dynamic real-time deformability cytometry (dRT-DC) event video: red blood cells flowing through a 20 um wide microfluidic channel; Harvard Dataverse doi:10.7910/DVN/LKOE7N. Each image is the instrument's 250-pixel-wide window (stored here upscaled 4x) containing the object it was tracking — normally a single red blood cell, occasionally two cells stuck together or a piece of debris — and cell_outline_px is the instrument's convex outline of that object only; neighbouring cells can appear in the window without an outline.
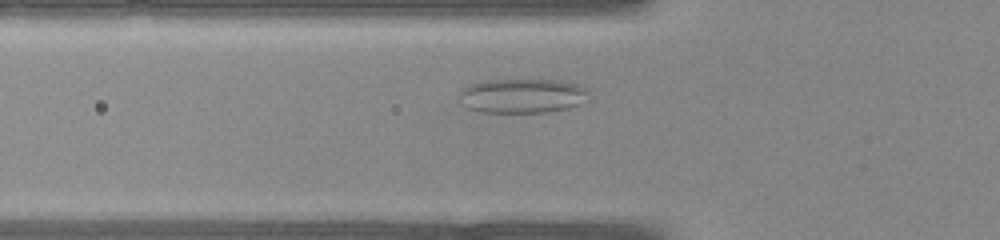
{"species": "common noctule bat (a hibernating species)", "species_latin": "Nyctalus noctula", "temperature_condition": "warm", "stored_images_in_passage": 31, "camera_frame_rate_fps": 3000, "um_per_image_px": 0.085, "animal": {"sex": "female", "body_mass_g": 22.0, "forearm_length_mm": 56.7}, "frame": {"image": 1, "passage_image": 5, "time_ms": 1.333, "image_size_px": [1000, 240], "cell_outline_px": [[588, 92], [576, 104], [568, 108], [544, 112], [480, 112], [468, 108], [460, 104], [456, 96], [456, 92], [460, 88], [484, 80], [560, 80], [580, 84], [588, 88]], "centroid_in_image_um": [44.26, 8.13], "position_along_channel_um": 81.5, "area_um2": 26.13}}
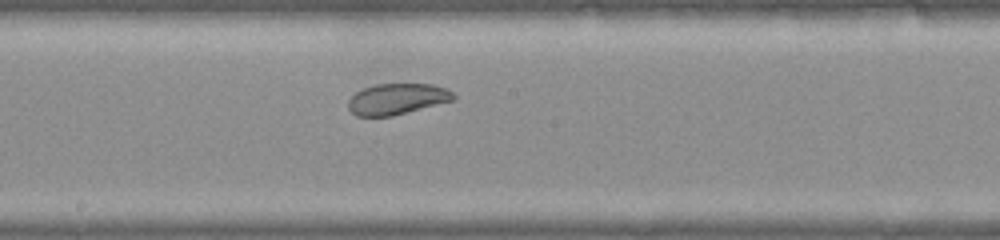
{"frame": {"image": 2, "passage_image": 13, "time_ms": 4.0, "image_size_px": [1000, 240], "cell_outline_px": [[456, 96], [452, 100], [392, 116], [356, 116], [348, 108], [348, 100], [356, 92], [364, 88], [376, 84], [432, 84], [444, 88], [452, 92]], "centroid_in_image_um": [33.71, 8.41], "position_along_channel_um": 214.5, "area_um2": 18.73}}
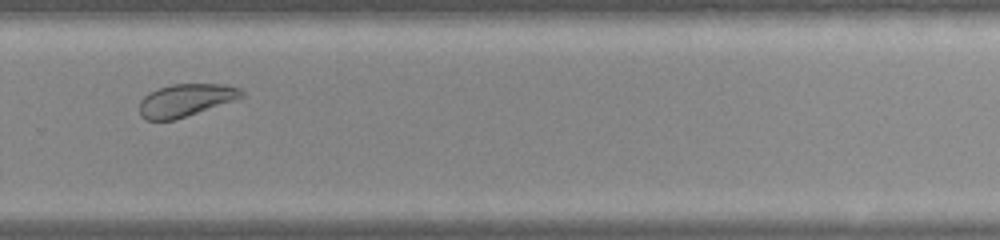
{"frame": {"image": 3, "passage_image": 19, "time_ms": 6.0, "image_size_px": [1000, 240], "cell_outline_px": [[244, 96], [172, 120], [144, 120], [140, 116], [140, 100], [148, 92], [172, 84], [228, 84], [240, 88], [244, 92]], "centroid_in_image_um": [15.74, 8.5], "position_along_channel_um": 314.1, "area_um2": 19.02}}